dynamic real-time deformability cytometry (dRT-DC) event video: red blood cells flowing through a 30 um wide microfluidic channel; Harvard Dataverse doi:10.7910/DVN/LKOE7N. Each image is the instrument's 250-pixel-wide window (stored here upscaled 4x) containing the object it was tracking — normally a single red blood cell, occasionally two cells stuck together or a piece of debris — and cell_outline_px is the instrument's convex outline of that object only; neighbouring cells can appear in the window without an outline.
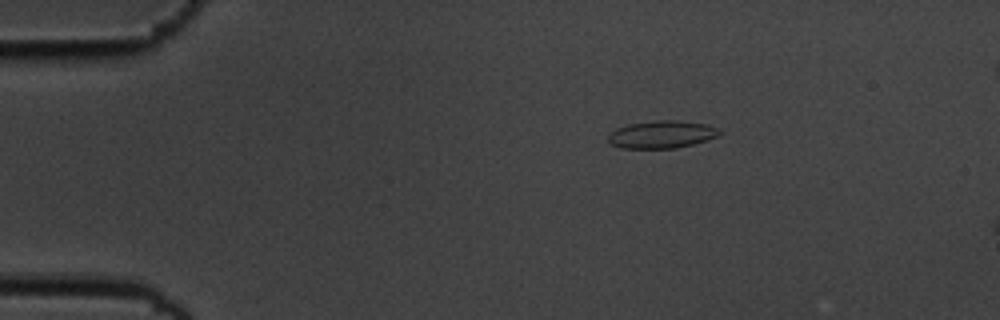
{"species": "common noctule bat (a hibernating species)", "species_latin": "Nyctalus noctula", "temperature_condition": "cold", "stored_images_in_passage": 6, "camera_frame_rate_fps": 3000, "um_per_image_px": 0.085, "animal": {"sex": "male", "body_mass_g": 19.5, "forearm_length_mm": 54.6}, "frame": {"image": 1, "passage_image": 3, "time_ms": 0.667, "image_size_px": [1000, 320], "cell_outline_px": [[724, 132], [720, 136], [708, 140], [676, 148], [620, 148], [612, 144], [608, 140], [608, 136], [616, 128], [628, 124], [656, 120], [676, 120], [708, 124], [720, 128]], "centroid_in_image_um": [56.32, 11.42], "position_along_channel_um": 28.7, "area_um2": 18.09}}
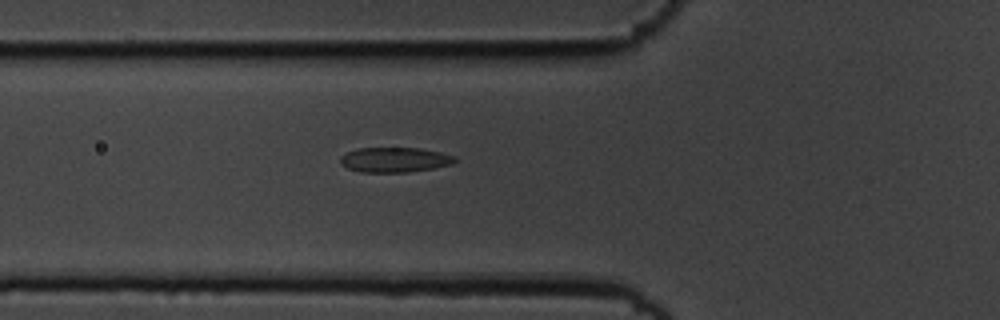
{"frame": {"image": 2, "passage_image": 6, "time_ms": 1.667, "image_size_px": [1000, 320], "cell_outline_px": [[456, 160], [452, 164], [432, 168], [408, 172], [360, 172], [348, 168], [340, 160], [340, 156], [356, 148], [420, 148], [440, 152], [456, 156]], "centroid_in_image_um": [33.56, 13.57], "position_along_channel_um": 92.2, "area_um2": 16.53}}